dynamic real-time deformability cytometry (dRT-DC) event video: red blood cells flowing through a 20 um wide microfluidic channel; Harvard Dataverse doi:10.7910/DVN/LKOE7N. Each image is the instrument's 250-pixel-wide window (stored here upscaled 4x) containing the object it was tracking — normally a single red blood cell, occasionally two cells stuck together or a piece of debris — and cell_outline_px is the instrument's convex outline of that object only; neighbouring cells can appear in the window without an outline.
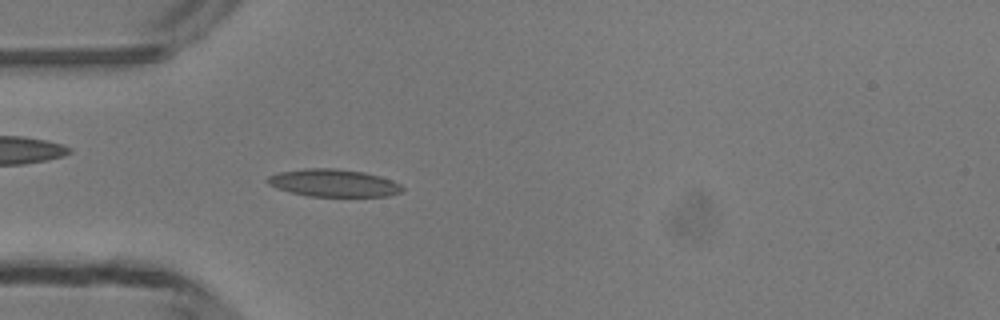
{"species": "common noctule bat (a hibernating species)", "species_latin": "Nyctalus noctula", "temperature_condition": "room temperature", "stored_images_in_passage": 43, "camera_frame_rate_fps": 3000, "um_per_image_px": 0.085, "animal": {"sex": "male", "body_mass_g": 13.3}, "frame": {"image": 1, "passage_image": 9, "time_ms": 2.667, "image_size_px": [1000, 320], "cell_outline_px": [[404, 192], [388, 196], [308, 196], [276, 188], [268, 184], [264, 180], [268, 176], [280, 172], [304, 168], [332, 168], [364, 172], [380, 176], [392, 180], [400, 184], [404, 188]], "centroid_in_image_um": [28.36, 15.55], "position_along_channel_um": 56.6, "area_um2": 21.68}}
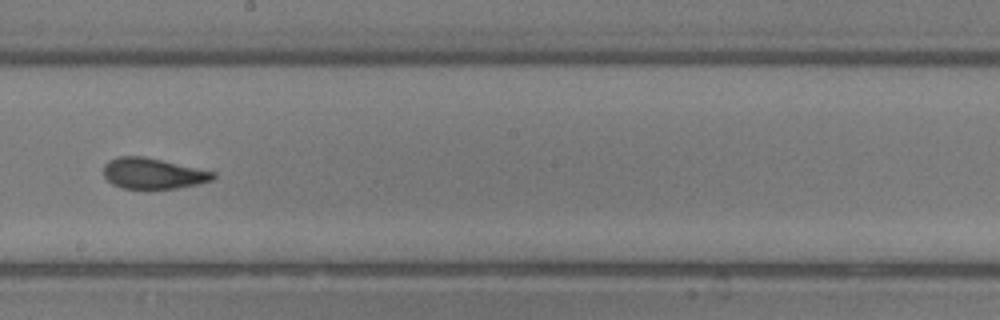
{"frame": {"image": 2, "passage_image": 22, "time_ms": 7.0, "image_size_px": [1000, 320], "cell_outline_px": [[216, 176], [212, 180], [196, 184], [176, 188], [144, 192], [120, 188], [112, 184], [104, 176], [104, 164], [108, 160], [120, 156], [144, 156], [216, 172]], "centroid_in_image_um": [12.97, 14.79], "position_along_channel_um": 235.2, "area_um2": 20.35}}
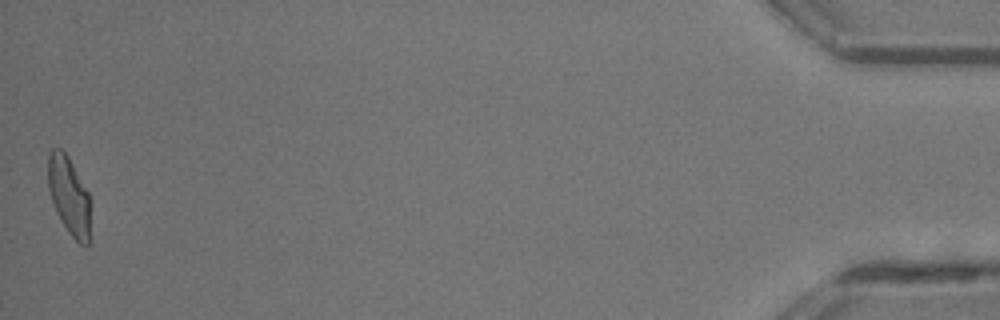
{"frame": {"image": 3, "passage_image": 43, "time_ms": 14.0, "image_size_px": [1000, 320], "cell_outline_px": [[88, 244], [80, 244], [68, 232], [56, 212], [48, 188], [48, 152], [52, 148], [60, 148], [68, 156], [88, 192]], "centroid_in_image_um": [5.82, 16.57], "position_along_channel_um": 429.4, "area_um2": 18.73}, "authors_computed_cell_mechanics": {"area_um2": 19.7098, "velocity_mm_per_s": 4.2173, "shape_relaxation_time_tau1_ms": 3.6769, "shape_relaxation_time_tau2_ms": 1.3783, "deformation_change_tau1": 0.1675, "deformation_change_tau2": 0.0867}}